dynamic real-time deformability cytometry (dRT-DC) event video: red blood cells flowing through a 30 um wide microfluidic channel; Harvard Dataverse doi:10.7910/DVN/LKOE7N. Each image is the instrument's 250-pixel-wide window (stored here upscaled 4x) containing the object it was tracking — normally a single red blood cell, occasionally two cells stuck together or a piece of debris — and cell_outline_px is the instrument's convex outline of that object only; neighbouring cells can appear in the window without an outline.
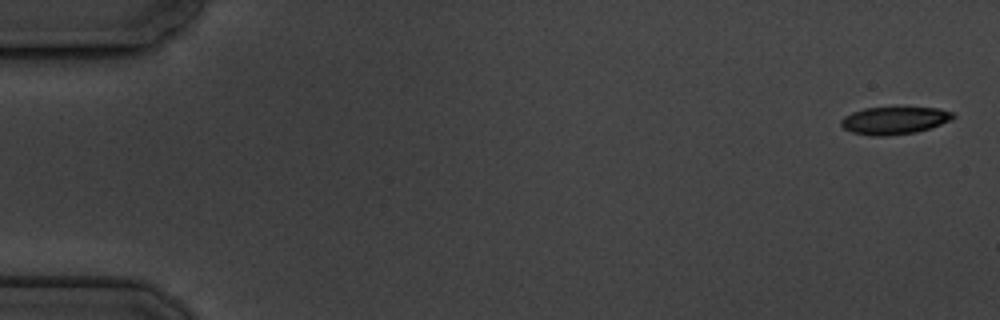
{"species": "common noctule bat (a hibernating species)", "species_latin": "Nyctalus noctula", "temperature_condition": "cold", "stored_images_in_passage": 10, "camera_frame_rate_fps": 3000, "um_per_image_px": 0.085, "animal": {"sex": "male", "body_mass_g": 19.5, "forearm_length_mm": 54.6}, "frame": {"image": 1, "passage_image": 1, "time_ms": 0.0, "image_size_px": [1000, 320], "cell_outline_px": [[956, 116], [952, 120], [916, 132], [884, 136], [872, 136], [852, 132], [844, 128], [840, 124], [840, 120], [844, 116], [852, 112], [864, 108], [896, 104], [904, 104], [940, 108], [952, 112]], "centroid_in_image_um": [76.04, 10.16], "position_along_channel_um": 9.0, "area_um2": 19.02}}
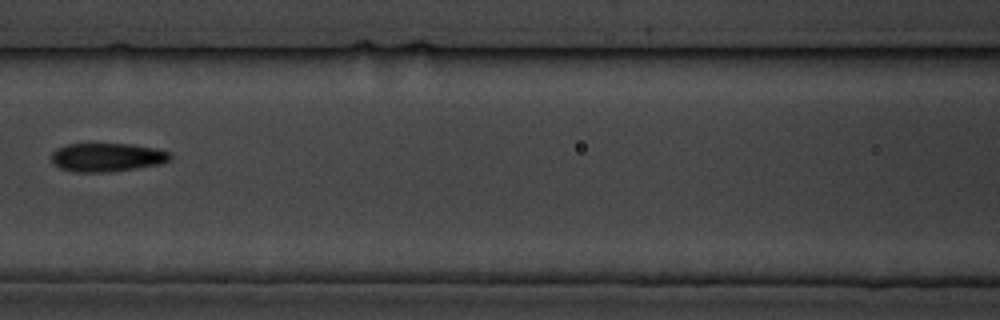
{"frame": {"image": 2, "passage_image": 8, "time_ms": 8.333, "image_size_px": [1000, 320], "cell_outline_px": [[172, 156], [168, 160], [160, 164], [136, 168], [108, 172], [72, 172], [60, 168], [52, 164], [52, 152], [56, 148], [64, 144], [132, 144], [156, 148], [172, 152]], "centroid_in_image_um": [9.08, 13.37], "position_along_channel_um": 157.5, "area_um2": 20.0}}
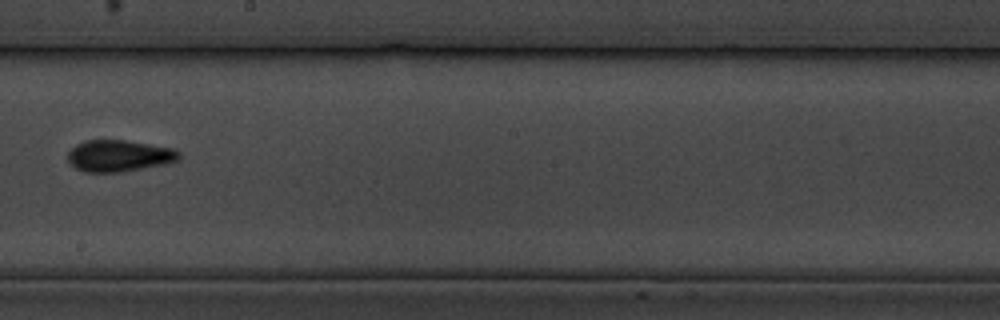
{"frame": {"image": 3, "passage_image": 10, "time_ms": 10.667, "image_size_px": [1000, 320], "cell_outline_px": [[180, 160], [164, 164], [144, 168], [120, 172], [84, 172], [68, 164], [68, 152], [76, 144], [88, 140], [124, 140], [172, 148], [180, 152]], "centroid_in_image_um": [10.1, 13.25], "position_along_channel_um": 238.1, "area_um2": 20.46}}